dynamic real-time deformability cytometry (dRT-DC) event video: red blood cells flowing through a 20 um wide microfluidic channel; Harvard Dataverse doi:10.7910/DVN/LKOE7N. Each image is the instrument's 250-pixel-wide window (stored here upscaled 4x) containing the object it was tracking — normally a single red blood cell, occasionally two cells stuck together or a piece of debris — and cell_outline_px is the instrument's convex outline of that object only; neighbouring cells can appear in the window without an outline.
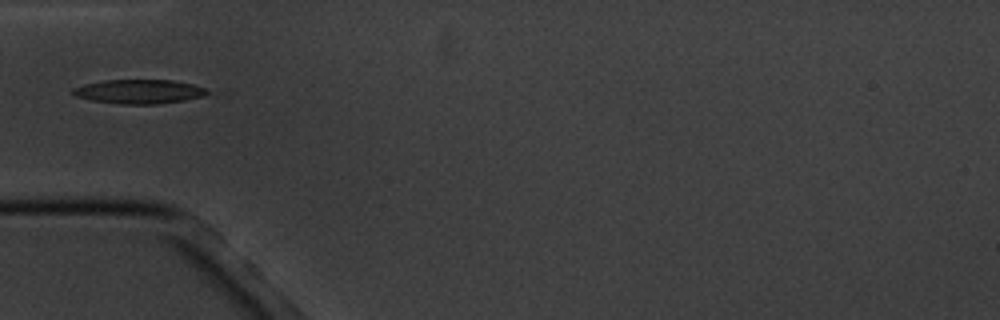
{"species": "common noctule bat (a hibernating species)", "species_latin": "Nyctalus noctula", "temperature_condition": "cold", "stored_images_in_passage": 9, "camera_frame_rate_fps": 3000, "um_per_image_px": 0.085, "animal": {"sex": "male", "body_mass_g": 20.1, "forearm_length_mm": 53.5}, "frame": {"image": 1, "passage_image": 6, "time_ms": 6.0, "image_size_px": [1000, 320], "cell_outline_px": [[208, 92], [204, 96], [184, 100], [156, 104], [120, 104], [92, 100], [76, 96], [72, 92], [72, 88], [84, 84], [104, 80], [172, 80], [192, 84], [204, 88]], "centroid_in_image_um": [11.8, 7.78], "position_along_channel_um": 73.2, "area_um2": 18.73}}
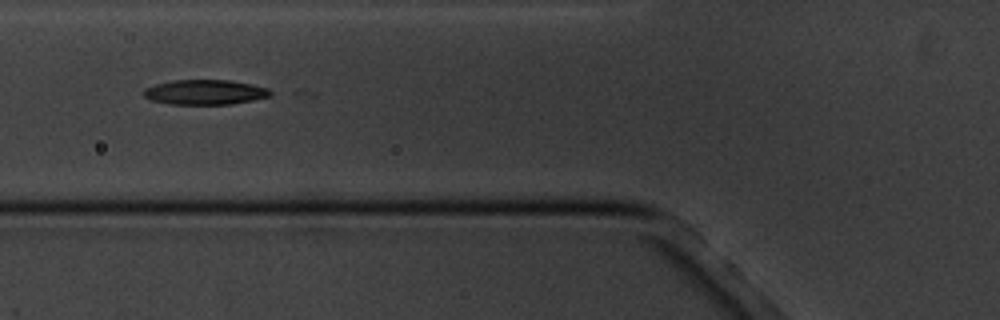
{"frame": {"image": 2, "passage_image": 7, "time_ms": 7.0, "image_size_px": [1000, 320], "cell_outline_px": [[276, 92], [272, 96], [232, 104], [168, 104], [152, 100], [144, 96], [140, 92], [144, 88], [156, 84], [172, 80], [228, 80], [252, 84], [268, 88]], "centroid_in_image_um": [17.44, 7.83], "position_along_channel_um": 108.4, "area_um2": 18.61}}